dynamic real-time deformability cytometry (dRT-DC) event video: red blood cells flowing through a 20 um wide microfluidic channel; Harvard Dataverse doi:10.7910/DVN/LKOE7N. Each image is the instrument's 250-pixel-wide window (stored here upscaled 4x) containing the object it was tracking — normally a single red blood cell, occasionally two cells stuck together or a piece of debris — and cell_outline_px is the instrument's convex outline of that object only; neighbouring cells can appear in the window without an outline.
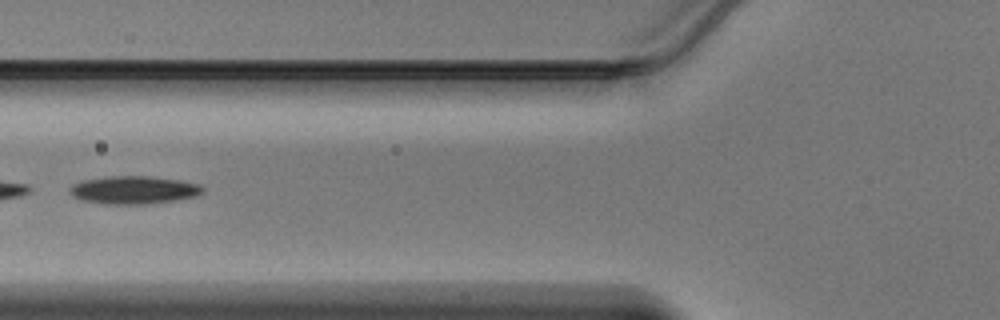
{"species": "Egyptian fruit bat (a non-hibernating species)", "species_latin": "Rousettus aegyptiacus", "temperature_condition": "warm", "stored_images_in_passage": 27, "camera_frame_rate_fps": 3000, "um_per_image_px": 0.085, "animal": {"sex": "male"}, "frame": {"image": 1, "passage_image": 5, "time_ms": 1.333, "image_size_px": [1000, 320], "cell_outline_px": [[204, 188], [196, 196], [172, 200], [144, 204], [104, 204], [80, 200], [72, 196], [68, 192], [68, 188], [72, 184], [80, 180], [108, 176], [148, 176], [180, 180], [200, 184]], "centroid_in_image_um": [11.27, 16.14], "position_along_channel_um": 114.5, "area_um2": 21.73}}
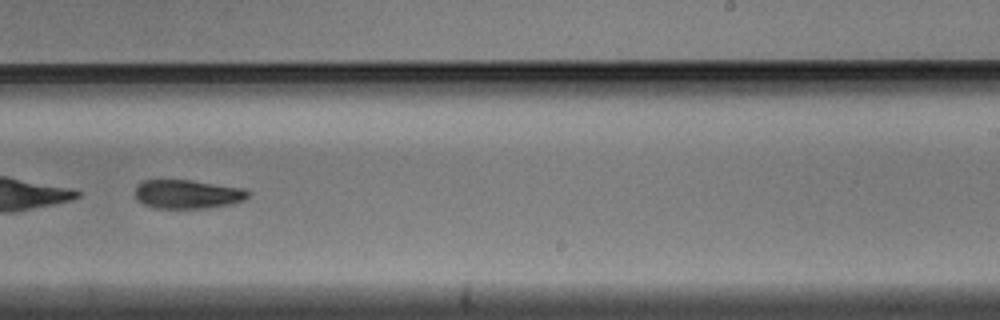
{"frame": {"image": 2, "passage_image": 16, "time_ms": 5.0, "image_size_px": [1000, 320], "cell_outline_px": [[252, 192], [244, 200], [228, 204], [208, 208], [156, 208], [144, 204], [136, 196], [136, 184], [144, 180], [188, 180], [244, 188]], "centroid_in_image_um": [15.96, 16.5], "position_along_channel_um": 273.0, "area_um2": 18.84}}